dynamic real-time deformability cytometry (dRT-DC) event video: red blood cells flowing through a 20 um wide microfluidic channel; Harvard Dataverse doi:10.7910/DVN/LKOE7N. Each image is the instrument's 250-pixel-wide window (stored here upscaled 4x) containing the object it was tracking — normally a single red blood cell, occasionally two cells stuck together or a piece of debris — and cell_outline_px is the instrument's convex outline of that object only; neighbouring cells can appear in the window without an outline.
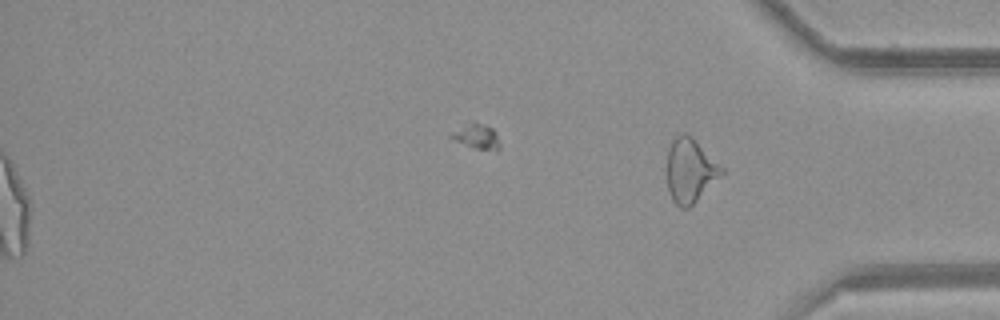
{"species": "common noctule bat (a hibernating species)", "species_latin": "Nyctalus noctula", "temperature_condition": "room temperature", "stored_images_in_passage": 53, "segment_of_instrument_passage": [2, 2], "camera_frame_rate_fps": 3000, "um_per_image_px": 0.085, "animal": {"sex": "female", "body_mass_g": 21.9}, "frame": {"image": 1, "passage_image": 53, "time_ms": 17.333, "image_size_px": [1000, 320], "cell_outline_px": [[724, 172], [688, 208], [680, 208], [672, 200], [668, 188], [668, 148], [672, 140], [676, 136], [684, 132], [692, 136], [724, 168]], "centroid_in_image_um": [58.66, 14.46], "position_along_channel_um": 376.5, "area_um2": 20.06}}